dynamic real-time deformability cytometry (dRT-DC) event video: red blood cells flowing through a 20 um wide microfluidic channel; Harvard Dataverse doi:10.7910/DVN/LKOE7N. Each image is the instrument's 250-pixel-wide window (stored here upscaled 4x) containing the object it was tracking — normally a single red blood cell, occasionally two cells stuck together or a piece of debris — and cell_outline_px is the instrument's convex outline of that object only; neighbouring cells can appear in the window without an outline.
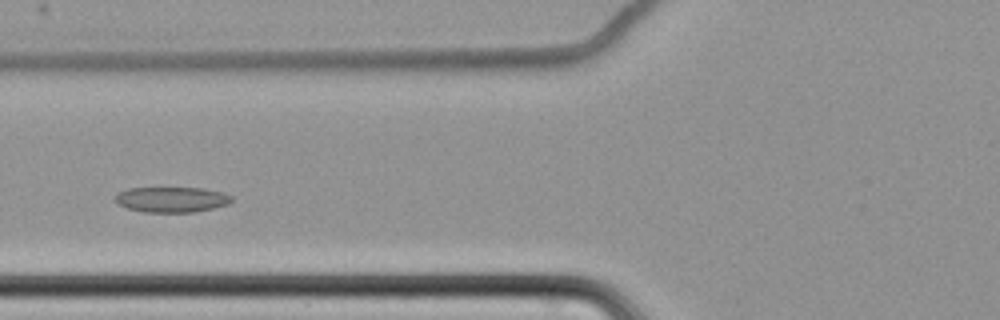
{"species": "common noctule bat (a hibernating species)", "species_latin": "Nyctalus noctula", "temperature_condition": "cold", "stored_images_in_passage": 54, "camera_frame_rate_fps": 3000, "um_per_image_px": 0.085, "animal": {"sex": "female", "body_mass_g": 22.7, "forearm_length_mm": 54.2}, "frame": {"image": 1, "passage_image": 18, "time_ms": 5.667, "image_size_px": [1000, 320], "cell_outline_px": [[232, 200], [228, 204], [212, 208], [192, 212], [144, 212], [128, 208], [112, 200], [116, 192], [128, 188], [204, 188], [224, 192], [232, 196]], "centroid_in_image_um": [14.56, 16.95], "position_along_channel_um": 111.2, "area_um2": 17.34}}
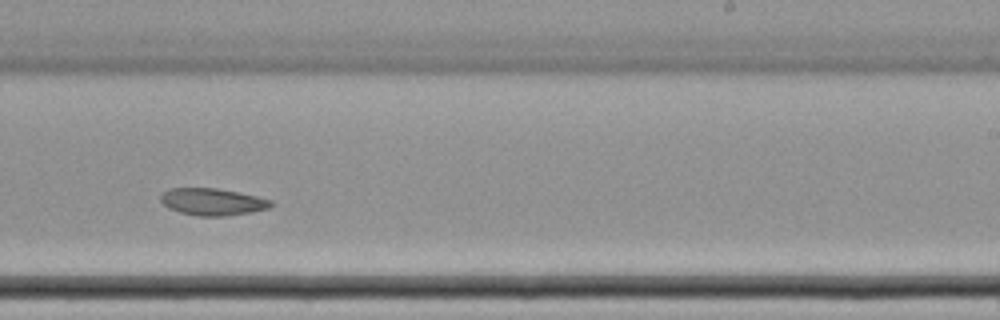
{"frame": {"image": 2, "passage_image": 32, "time_ms": 10.333, "image_size_px": [1000, 320], "cell_outline_px": [[272, 204], [268, 208], [252, 212], [224, 216], [196, 216], [180, 212], [168, 208], [160, 200], [160, 196], [168, 188], [216, 188], [256, 196], [272, 200]], "centroid_in_image_um": [18.03, 17.15], "position_along_channel_um": 271.0, "area_um2": 17.28}}
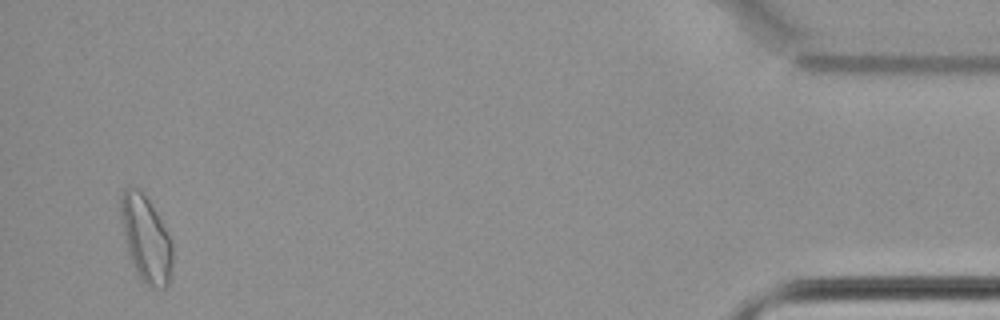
{"frame": {"image": 3, "passage_image": 52, "time_ms": 17.0, "image_size_px": [1000, 320], "cell_outline_px": [[172, 268], [168, 284], [164, 288], [148, 288], [140, 280], [136, 272], [128, 252], [124, 236], [120, 216], [120, 196], [124, 188], [140, 188], [144, 192], [172, 240]], "centroid_in_image_um": [12.4, 20.31], "position_along_channel_um": 422.8, "area_um2": 26.18}}